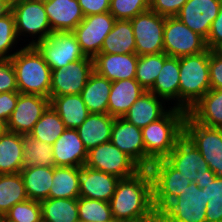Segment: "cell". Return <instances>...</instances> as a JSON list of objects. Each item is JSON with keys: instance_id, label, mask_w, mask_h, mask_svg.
Instances as JSON below:
<instances>
[{"instance_id": "6da1fadb", "label": "cell", "mask_w": 222, "mask_h": 222, "mask_svg": "<svg viewBox=\"0 0 222 222\" xmlns=\"http://www.w3.org/2000/svg\"><path fill=\"white\" fill-rule=\"evenodd\" d=\"M109 203L116 222L150 215L155 210L150 170L142 169L132 177L120 179Z\"/></svg>"}, {"instance_id": "7a4b0ae2", "label": "cell", "mask_w": 222, "mask_h": 222, "mask_svg": "<svg viewBox=\"0 0 222 222\" xmlns=\"http://www.w3.org/2000/svg\"><path fill=\"white\" fill-rule=\"evenodd\" d=\"M19 93L50 98L51 69L34 46L20 47L10 58Z\"/></svg>"}, {"instance_id": "3957f363", "label": "cell", "mask_w": 222, "mask_h": 222, "mask_svg": "<svg viewBox=\"0 0 222 222\" xmlns=\"http://www.w3.org/2000/svg\"><path fill=\"white\" fill-rule=\"evenodd\" d=\"M186 114L185 110L173 106L162 118L142 128L145 152L153 161L165 159L174 149L183 136Z\"/></svg>"}, {"instance_id": "277c9868", "label": "cell", "mask_w": 222, "mask_h": 222, "mask_svg": "<svg viewBox=\"0 0 222 222\" xmlns=\"http://www.w3.org/2000/svg\"><path fill=\"white\" fill-rule=\"evenodd\" d=\"M210 89L209 49L180 57L179 108L187 112Z\"/></svg>"}, {"instance_id": "5b68a950", "label": "cell", "mask_w": 222, "mask_h": 222, "mask_svg": "<svg viewBox=\"0 0 222 222\" xmlns=\"http://www.w3.org/2000/svg\"><path fill=\"white\" fill-rule=\"evenodd\" d=\"M11 12L15 18L19 41L23 40L20 36L32 37V41L27 46H33L53 33L43 0H15L11 4Z\"/></svg>"}, {"instance_id": "8992f818", "label": "cell", "mask_w": 222, "mask_h": 222, "mask_svg": "<svg viewBox=\"0 0 222 222\" xmlns=\"http://www.w3.org/2000/svg\"><path fill=\"white\" fill-rule=\"evenodd\" d=\"M165 160L191 182L207 184L217 177L199 150L183 135Z\"/></svg>"}, {"instance_id": "52a82bcc", "label": "cell", "mask_w": 222, "mask_h": 222, "mask_svg": "<svg viewBox=\"0 0 222 222\" xmlns=\"http://www.w3.org/2000/svg\"><path fill=\"white\" fill-rule=\"evenodd\" d=\"M183 135L199 150L216 176H222V128L195 122L186 114Z\"/></svg>"}, {"instance_id": "ba28073f", "label": "cell", "mask_w": 222, "mask_h": 222, "mask_svg": "<svg viewBox=\"0 0 222 222\" xmlns=\"http://www.w3.org/2000/svg\"><path fill=\"white\" fill-rule=\"evenodd\" d=\"M149 170L153 181V204L158 212L191 183L189 178L181 175L165 159L153 161Z\"/></svg>"}, {"instance_id": "9c48e42d", "label": "cell", "mask_w": 222, "mask_h": 222, "mask_svg": "<svg viewBox=\"0 0 222 222\" xmlns=\"http://www.w3.org/2000/svg\"><path fill=\"white\" fill-rule=\"evenodd\" d=\"M205 192L191 182L162 211V222H206Z\"/></svg>"}, {"instance_id": "30bf717a", "label": "cell", "mask_w": 222, "mask_h": 222, "mask_svg": "<svg viewBox=\"0 0 222 222\" xmlns=\"http://www.w3.org/2000/svg\"><path fill=\"white\" fill-rule=\"evenodd\" d=\"M85 166L105 172L120 179L134 176L142 168L111 141L88 151Z\"/></svg>"}, {"instance_id": "8fae6325", "label": "cell", "mask_w": 222, "mask_h": 222, "mask_svg": "<svg viewBox=\"0 0 222 222\" xmlns=\"http://www.w3.org/2000/svg\"><path fill=\"white\" fill-rule=\"evenodd\" d=\"M163 46L165 54L177 58L199 54L208 49L206 39L177 17L165 18Z\"/></svg>"}, {"instance_id": "7c38bea8", "label": "cell", "mask_w": 222, "mask_h": 222, "mask_svg": "<svg viewBox=\"0 0 222 222\" xmlns=\"http://www.w3.org/2000/svg\"><path fill=\"white\" fill-rule=\"evenodd\" d=\"M33 46L43 56L51 70L86 57L72 32H53L48 38Z\"/></svg>"}, {"instance_id": "4fadbf2b", "label": "cell", "mask_w": 222, "mask_h": 222, "mask_svg": "<svg viewBox=\"0 0 222 222\" xmlns=\"http://www.w3.org/2000/svg\"><path fill=\"white\" fill-rule=\"evenodd\" d=\"M165 18L148 10L131 19L138 56L164 52Z\"/></svg>"}, {"instance_id": "5bb4252c", "label": "cell", "mask_w": 222, "mask_h": 222, "mask_svg": "<svg viewBox=\"0 0 222 222\" xmlns=\"http://www.w3.org/2000/svg\"><path fill=\"white\" fill-rule=\"evenodd\" d=\"M116 19L110 12L85 16L72 31L85 56L94 58L100 53L103 41Z\"/></svg>"}, {"instance_id": "9a60e30c", "label": "cell", "mask_w": 222, "mask_h": 222, "mask_svg": "<svg viewBox=\"0 0 222 222\" xmlns=\"http://www.w3.org/2000/svg\"><path fill=\"white\" fill-rule=\"evenodd\" d=\"M93 71V58L87 56L51 70L50 96L80 94Z\"/></svg>"}, {"instance_id": "2e32d148", "label": "cell", "mask_w": 222, "mask_h": 222, "mask_svg": "<svg viewBox=\"0 0 222 222\" xmlns=\"http://www.w3.org/2000/svg\"><path fill=\"white\" fill-rule=\"evenodd\" d=\"M49 106L50 98L37 94L19 93L15 109L7 122L8 131L29 135L35 123Z\"/></svg>"}, {"instance_id": "e0dca14e", "label": "cell", "mask_w": 222, "mask_h": 222, "mask_svg": "<svg viewBox=\"0 0 222 222\" xmlns=\"http://www.w3.org/2000/svg\"><path fill=\"white\" fill-rule=\"evenodd\" d=\"M111 143L132 158L142 169H149L153 160L146 154L142 129L123 118H115Z\"/></svg>"}, {"instance_id": "ac0fdd59", "label": "cell", "mask_w": 222, "mask_h": 222, "mask_svg": "<svg viewBox=\"0 0 222 222\" xmlns=\"http://www.w3.org/2000/svg\"><path fill=\"white\" fill-rule=\"evenodd\" d=\"M221 5L222 0H187L176 17L192 31L207 39Z\"/></svg>"}, {"instance_id": "d6986e66", "label": "cell", "mask_w": 222, "mask_h": 222, "mask_svg": "<svg viewBox=\"0 0 222 222\" xmlns=\"http://www.w3.org/2000/svg\"><path fill=\"white\" fill-rule=\"evenodd\" d=\"M138 55L99 53L93 58L94 71L109 81L135 78Z\"/></svg>"}, {"instance_id": "ffe728a7", "label": "cell", "mask_w": 222, "mask_h": 222, "mask_svg": "<svg viewBox=\"0 0 222 222\" xmlns=\"http://www.w3.org/2000/svg\"><path fill=\"white\" fill-rule=\"evenodd\" d=\"M120 178L83 165L79 197L110 202Z\"/></svg>"}, {"instance_id": "44dd1931", "label": "cell", "mask_w": 222, "mask_h": 222, "mask_svg": "<svg viewBox=\"0 0 222 222\" xmlns=\"http://www.w3.org/2000/svg\"><path fill=\"white\" fill-rule=\"evenodd\" d=\"M52 32H72L84 19L78 0H43Z\"/></svg>"}, {"instance_id": "7402d4cb", "label": "cell", "mask_w": 222, "mask_h": 222, "mask_svg": "<svg viewBox=\"0 0 222 222\" xmlns=\"http://www.w3.org/2000/svg\"><path fill=\"white\" fill-rule=\"evenodd\" d=\"M55 166L82 167L88 151L76 129H68L52 145Z\"/></svg>"}, {"instance_id": "603a6c76", "label": "cell", "mask_w": 222, "mask_h": 222, "mask_svg": "<svg viewBox=\"0 0 222 222\" xmlns=\"http://www.w3.org/2000/svg\"><path fill=\"white\" fill-rule=\"evenodd\" d=\"M164 102L166 101L162 98L145 91L122 118L142 129L151 122L162 118L169 111L170 107L166 109Z\"/></svg>"}, {"instance_id": "cb8c5ba5", "label": "cell", "mask_w": 222, "mask_h": 222, "mask_svg": "<svg viewBox=\"0 0 222 222\" xmlns=\"http://www.w3.org/2000/svg\"><path fill=\"white\" fill-rule=\"evenodd\" d=\"M145 91L135 78L112 82L108 114L114 118H122Z\"/></svg>"}, {"instance_id": "d4e9b609", "label": "cell", "mask_w": 222, "mask_h": 222, "mask_svg": "<svg viewBox=\"0 0 222 222\" xmlns=\"http://www.w3.org/2000/svg\"><path fill=\"white\" fill-rule=\"evenodd\" d=\"M179 74L180 58L168 56L153 86L148 91L166 102L176 101L172 105L179 108Z\"/></svg>"}, {"instance_id": "484cf974", "label": "cell", "mask_w": 222, "mask_h": 222, "mask_svg": "<svg viewBox=\"0 0 222 222\" xmlns=\"http://www.w3.org/2000/svg\"><path fill=\"white\" fill-rule=\"evenodd\" d=\"M114 120L115 118L108 113H90L88 115L85 121L76 129L87 151L111 141Z\"/></svg>"}, {"instance_id": "4316f807", "label": "cell", "mask_w": 222, "mask_h": 222, "mask_svg": "<svg viewBox=\"0 0 222 222\" xmlns=\"http://www.w3.org/2000/svg\"><path fill=\"white\" fill-rule=\"evenodd\" d=\"M187 114L201 125L222 128V89H210Z\"/></svg>"}, {"instance_id": "83f0119b", "label": "cell", "mask_w": 222, "mask_h": 222, "mask_svg": "<svg viewBox=\"0 0 222 222\" xmlns=\"http://www.w3.org/2000/svg\"><path fill=\"white\" fill-rule=\"evenodd\" d=\"M24 135L7 131L0 137V174L20 173L24 167Z\"/></svg>"}, {"instance_id": "f1b7e54d", "label": "cell", "mask_w": 222, "mask_h": 222, "mask_svg": "<svg viewBox=\"0 0 222 222\" xmlns=\"http://www.w3.org/2000/svg\"><path fill=\"white\" fill-rule=\"evenodd\" d=\"M50 106L68 129H77L90 114L80 94L50 96Z\"/></svg>"}, {"instance_id": "f546056e", "label": "cell", "mask_w": 222, "mask_h": 222, "mask_svg": "<svg viewBox=\"0 0 222 222\" xmlns=\"http://www.w3.org/2000/svg\"><path fill=\"white\" fill-rule=\"evenodd\" d=\"M112 81L93 71L80 95L89 113H108V100Z\"/></svg>"}, {"instance_id": "4dcf8cb0", "label": "cell", "mask_w": 222, "mask_h": 222, "mask_svg": "<svg viewBox=\"0 0 222 222\" xmlns=\"http://www.w3.org/2000/svg\"><path fill=\"white\" fill-rule=\"evenodd\" d=\"M28 199L43 201L49 198L54 175V167H23L20 171Z\"/></svg>"}, {"instance_id": "1f68e13d", "label": "cell", "mask_w": 222, "mask_h": 222, "mask_svg": "<svg viewBox=\"0 0 222 222\" xmlns=\"http://www.w3.org/2000/svg\"><path fill=\"white\" fill-rule=\"evenodd\" d=\"M100 53H136V43L130 20H116L112 30L103 41Z\"/></svg>"}, {"instance_id": "d6a6232c", "label": "cell", "mask_w": 222, "mask_h": 222, "mask_svg": "<svg viewBox=\"0 0 222 222\" xmlns=\"http://www.w3.org/2000/svg\"><path fill=\"white\" fill-rule=\"evenodd\" d=\"M80 190V167L54 166L49 198L78 199Z\"/></svg>"}, {"instance_id": "836d02e7", "label": "cell", "mask_w": 222, "mask_h": 222, "mask_svg": "<svg viewBox=\"0 0 222 222\" xmlns=\"http://www.w3.org/2000/svg\"><path fill=\"white\" fill-rule=\"evenodd\" d=\"M45 222H79L77 199L47 198L40 202Z\"/></svg>"}, {"instance_id": "e575fe53", "label": "cell", "mask_w": 222, "mask_h": 222, "mask_svg": "<svg viewBox=\"0 0 222 222\" xmlns=\"http://www.w3.org/2000/svg\"><path fill=\"white\" fill-rule=\"evenodd\" d=\"M28 200L20 173L0 174V216L19 202Z\"/></svg>"}, {"instance_id": "d590c367", "label": "cell", "mask_w": 222, "mask_h": 222, "mask_svg": "<svg viewBox=\"0 0 222 222\" xmlns=\"http://www.w3.org/2000/svg\"><path fill=\"white\" fill-rule=\"evenodd\" d=\"M65 130V124L58 113L49 106L41 118L35 123L29 136L53 145Z\"/></svg>"}, {"instance_id": "8d00e7d4", "label": "cell", "mask_w": 222, "mask_h": 222, "mask_svg": "<svg viewBox=\"0 0 222 222\" xmlns=\"http://www.w3.org/2000/svg\"><path fill=\"white\" fill-rule=\"evenodd\" d=\"M24 167L45 166L54 167L52 145L24 135Z\"/></svg>"}, {"instance_id": "74e56055", "label": "cell", "mask_w": 222, "mask_h": 222, "mask_svg": "<svg viewBox=\"0 0 222 222\" xmlns=\"http://www.w3.org/2000/svg\"><path fill=\"white\" fill-rule=\"evenodd\" d=\"M167 57L164 52L138 56L135 79L146 91L153 86Z\"/></svg>"}, {"instance_id": "f35d334b", "label": "cell", "mask_w": 222, "mask_h": 222, "mask_svg": "<svg viewBox=\"0 0 222 222\" xmlns=\"http://www.w3.org/2000/svg\"><path fill=\"white\" fill-rule=\"evenodd\" d=\"M77 206L79 220L95 222L115 221L112 216L110 203L107 201L79 197L77 199Z\"/></svg>"}, {"instance_id": "ab89813d", "label": "cell", "mask_w": 222, "mask_h": 222, "mask_svg": "<svg viewBox=\"0 0 222 222\" xmlns=\"http://www.w3.org/2000/svg\"><path fill=\"white\" fill-rule=\"evenodd\" d=\"M205 192L206 222H222V176L207 184H197Z\"/></svg>"}, {"instance_id": "60d3db41", "label": "cell", "mask_w": 222, "mask_h": 222, "mask_svg": "<svg viewBox=\"0 0 222 222\" xmlns=\"http://www.w3.org/2000/svg\"><path fill=\"white\" fill-rule=\"evenodd\" d=\"M17 38L15 18L10 12L5 17L0 18V60H8L15 54V52H10L18 44L19 39Z\"/></svg>"}, {"instance_id": "b9f144b4", "label": "cell", "mask_w": 222, "mask_h": 222, "mask_svg": "<svg viewBox=\"0 0 222 222\" xmlns=\"http://www.w3.org/2000/svg\"><path fill=\"white\" fill-rule=\"evenodd\" d=\"M150 10V0H111L109 12L116 20H131Z\"/></svg>"}, {"instance_id": "7bdbcfd3", "label": "cell", "mask_w": 222, "mask_h": 222, "mask_svg": "<svg viewBox=\"0 0 222 222\" xmlns=\"http://www.w3.org/2000/svg\"><path fill=\"white\" fill-rule=\"evenodd\" d=\"M5 216L15 222H40L42 220L41 203L31 199L19 202L10 208Z\"/></svg>"}, {"instance_id": "ee69618b", "label": "cell", "mask_w": 222, "mask_h": 222, "mask_svg": "<svg viewBox=\"0 0 222 222\" xmlns=\"http://www.w3.org/2000/svg\"><path fill=\"white\" fill-rule=\"evenodd\" d=\"M18 91L16 74L11 60H0V93Z\"/></svg>"}, {"instance_id": "f6af8a7d", "label": "cell", "mask_w": 222, "mask_h": 222, "mask_svg": "<svg viewBox=\"0 0 222 222\" xmlns=\"http://www.w3.org/2000/svg\"><path fill=\"white\" fill-rule=\"evenodd\" d=\"M187 0H150V10L163 17H176Z\"/></svg>"}, {"instance_id": "bcb514c9", "label": "cell", "mask_w": 222, "mask_h": 222, "mask_svg": "<svg viewBox=\"0 0 222 222\" xmlns=\"http://www.w3.org/2000/svg\"><path fill=\"white\" fill-rule=\"evenodd\" d=\"M209 79L211 89H222V58L209 50Z\"/></svg>"}, {"instance_id": "7dc6e473", "label": "cell", "mask_w": 222, "mask_h": 222, "mask_svg": "<svg viewBox=\"0 0 222 222\" xmlns=\"http://www.w3.org/2000/svg\"><path fill=\"white\" fill-rule=\"evenodd\" d=\"M206 45L208 49L212 51L222 45V5L217 17L211 24L209 35L206 39Z\"/></svg>"}, {"instance_id": "c3c4849f", "label": "cell", "mask_w": 222, "mask_h": 222, "mask_svg": "<svg viewBox=\"0 0 222 222\" xmlns=\"http://www.w3.org/2000/svg\"><path fill=\"white\" fill-rule=\"evenodd\" d=\"M19 96L18 91L0 93V119L8 122Z\"/></svg>"}, {"instance_id": "681fc988", "label": "cell", "mask_w": 222, "mask_h": 222, "mask_svg": "<svg viewBox=\"0 0 222 222\" xmlns=\"http://www.w3.org/2000/svg\"><path fill=\"white\" fill-rule=\"evenodd\" d=\"M111 0H78L84 16L109 12Z\"/></svg>"}, {"instance_id": "f907efd6", "label": "cell", "mask_w": 222, "mask_h": 222, "mask_svg": "<svg viewBox=\"0 0 222 222\" xmlns=\"http://www.w3.org/2000/svg\"><path fill=\"white\" fill-rule=\"evenodd\" d=\"M120 222H162V216L161 212H158L155 209L150 215H147L145 217L135 220L120 221Z\"/></svg>"}, {"instance_id": "816d5d0a", "label": "cell", "mask_w": 222, "mask_h": 222, "mask_svg": "<svg viewBox=\"0 0 222 222\" xmlns=\"http://www.w3.org/2000/svg\"><path fill=\"white\" fill-rule=\"evenodd\" d=\"M11 4L7 0H0V18L5 17L11 12Z\"/></svg>"}, {"instance_id": "f5cc1de1", "label": "cell", "mask_w": 222, "mask_h": 222, "mask_svg": "<svg viewBox=\"0 0 222 222\" xmlns=\"http://www.w3.org/2000/svg\"><path fill=\"white\" fill-rule=\"evenodd\" d=\"M8 131L7 122L0 119V137Z\"/></svg>"}, {"instance_id": "db71d44e", "label": "cell", "mask_w": 222, "mask_h": 222, "mask_svg": "<svg viewBox=\"0 0 222 222\" xmlns=\"http://www.w3.org/2000/svg\"><path fill=\"white\" fill-rule=\"evenodd\" d=\"M214 52H215L219 57L222 58V45L218 46V47L214 50Z\"/></svg>"}, {"instance_id": "11a10c76", "label": "cell", "mask_w": 222, "mask_h": 222, "mask_svg": "<svg viewBox=\"0 0 222 222\" xmlns=\"http://www.w3.org/2000/svg\"><path fill=\"white\" fill-rule=\"evenodd\" d=\"M2 222H15V221L9 220V219L4 215V216H2Z\"/></svg>"}, {"instance_id": "9f6ffc18", "label": "cell", "mask_w": 222, "mask_h": 222, "mask_svg": "<svg viewBox=\"0 0 222 222\" xmlns=\"http://www.w3.org/2000/svg\"><path fill=\"white\" fill-rule=\"evenodd\" d=\"M79 222H95V221H82V220H80ZM101 222H104V221H101ZM107 222H116V221H107Z\"/></svg>"}, {"instance_id": "6f0895ef", "label": "cell", "mask_w": 222, "mask_h": 222, "mask_svg": "<svg viewBox=\"0 0 222 222\" xmlns=\"http://www.w3.org/2000/svg\"><path fill=\"white\" fill-rule=\"evenodd\" d=\"M7 1H9L10 3H13L15 0H7Z\"/></svg>"}]
</instances>
